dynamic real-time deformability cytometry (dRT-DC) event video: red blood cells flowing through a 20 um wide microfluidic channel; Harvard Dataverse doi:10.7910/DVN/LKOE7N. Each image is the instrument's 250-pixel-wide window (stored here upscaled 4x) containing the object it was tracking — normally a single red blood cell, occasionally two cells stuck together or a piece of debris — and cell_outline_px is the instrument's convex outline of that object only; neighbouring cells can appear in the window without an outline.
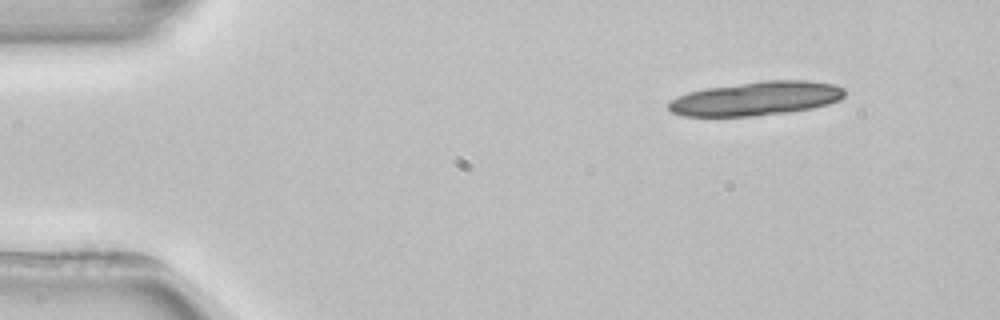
{"species": "common noctule bat (a hibernating species)", "species_latin": "Nyctalus noctula", "temperature_condition": "room temperature", "stored_images_in_passage": 6, "camera_frame_rate_fps": 3000, "um_per_image_px": 0.085, "animal": {"sex": "female", "body_mass_g": 22.7, "forearm_length_mm": 54.2}, "frame": {"image": 1, "passage_image": 1, "time_ms": 0.0, "image_size_px": [1000, 320], "cell_outline_px": [[844, 96], [840, 100], [828, 104], [812, 108], [788, 112], [752, 116], [684, 116], [672, 112], [668, 108], [668, 100], [688, 92], [704, 88], [764, 80], [808, 80], [836, 84], [844, 88]], "centroid_in_image_um": [64.28, 8.36], "position_along_channel_um": 20.7, "area_um2": 35.03}}
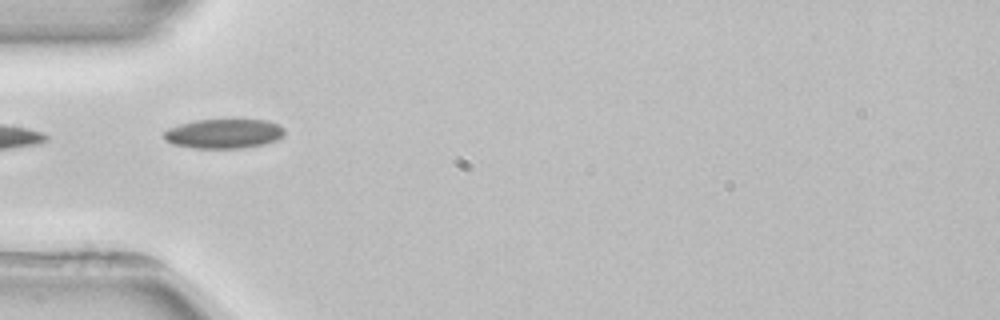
{"frame": {"image": 2, "passage_image": 3, "time_ms": 3.667, "image_size_px": [1000, 320], "cell_outline_px": [[284, 136], [276, 140], [264, 144], [244, 148], [192, 148], [172, 144], [164, 140], [164, 132], [168, 128], [180, 124], [196, 120], [268, 120], [284, 128]], "centroid_in_image_um": [19.01, 11.37], "position_along_channel_um": 66.0, "area_um2": 20.75}}